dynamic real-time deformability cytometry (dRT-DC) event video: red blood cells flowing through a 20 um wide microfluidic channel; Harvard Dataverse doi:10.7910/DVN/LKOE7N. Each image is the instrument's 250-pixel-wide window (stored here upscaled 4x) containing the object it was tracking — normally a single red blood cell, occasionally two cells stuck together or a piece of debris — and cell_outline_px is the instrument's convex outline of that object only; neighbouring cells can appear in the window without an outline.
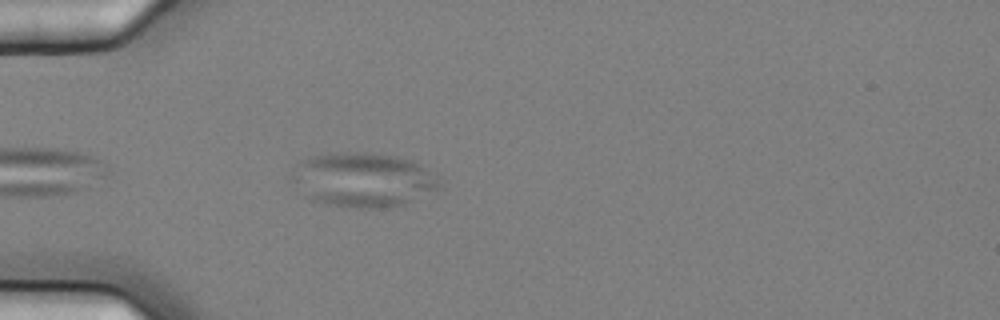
{"species": "common noctule bat (a hibernating species)", "species_latin": "Nyctalus noctula", "temperature_condition": "cold", "stored_images_in_passage": 4, "camera_frame_rate_fps": 3000, "um_per_image_px": 0.085, "animal": {"sex": "female", "body_mass_g": 25.1}, "frame": {"image": 1, "passage_image": 4, "time_ms": 1.0, "image_size_px": [1000, 320], "cell_outline_px": [[444, 188], [404, 204], [380, 208], [356, 208], [324, 204], [312, 200], [288, 180], [288, 176], [296, 164], [300, 160], [316, 156], [344, 152], [364, 152], [396, 156], [412, 160], [420, 164], [444, 180]], "centroid_in_image_um": [30.9, 15.29], "position_along_channel_um": 54.1, "area_um2": 47.57}}